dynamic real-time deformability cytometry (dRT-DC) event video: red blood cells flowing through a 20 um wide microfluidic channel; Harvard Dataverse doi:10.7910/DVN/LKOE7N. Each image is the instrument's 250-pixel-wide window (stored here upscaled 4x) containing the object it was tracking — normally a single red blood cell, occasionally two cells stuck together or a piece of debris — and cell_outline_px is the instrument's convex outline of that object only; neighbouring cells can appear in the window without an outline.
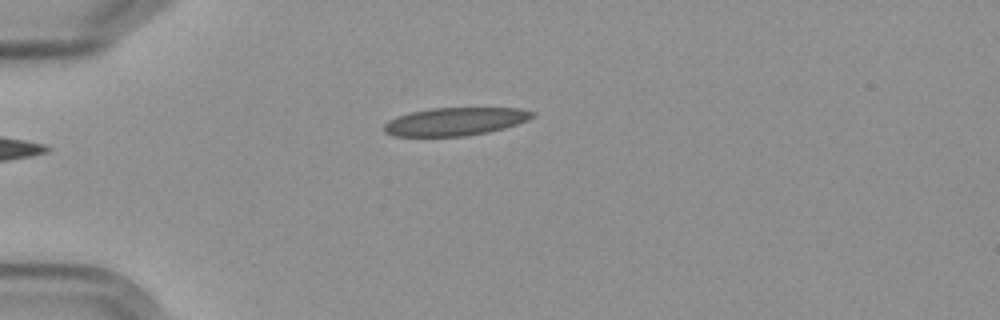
{"species": "Egyptian fruit bat (a non-hibernating species)", "species_latin": "Rousettus aegyptiacus", "temperature_condition": "cold", "stored_images_in_passage": 5, "camera_frame_rate_fps": 3000, "um_per_image_px": 0.085, "frame": {"image": 1, "passage_image": 5, "time_ms": 4.667, "image_size_px": [1000, 320], "cell_outline_px": [[536, 116], [528, 120], [504, 128], [488, 132], [464, 136], [392, 136], [384, 132], [384, 124], [388, 120], [396, 116], [408, 112], [432, 108], [520, 108], [536, 112]], "centroid_in_image_um": [38.68, 10.32], "position_along_channel_um": 46.3, "area_um2": 24.39}}